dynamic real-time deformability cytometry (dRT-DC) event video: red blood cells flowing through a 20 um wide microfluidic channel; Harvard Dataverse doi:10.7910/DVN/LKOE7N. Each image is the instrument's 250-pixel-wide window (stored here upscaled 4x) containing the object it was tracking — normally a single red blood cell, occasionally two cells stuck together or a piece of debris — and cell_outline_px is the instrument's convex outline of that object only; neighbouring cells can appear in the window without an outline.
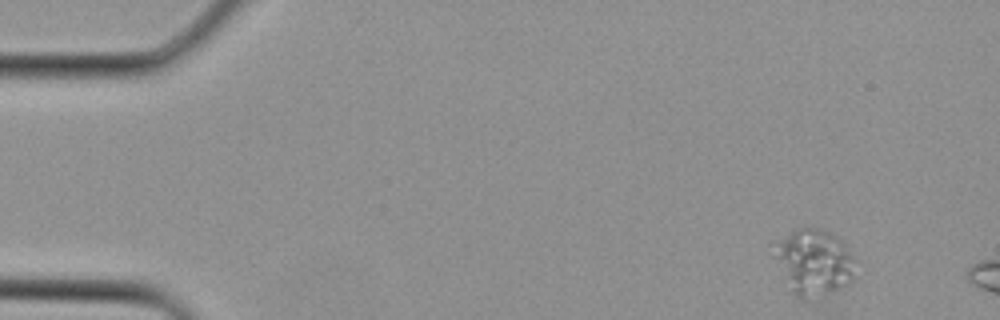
{"species": "Egyptian fruit bat (a non-hibernating species)", "species_latin": "Rousettus aegyptiacus", "temperature_condition": "cold", "stored_images_in_passage": 2, "camera_frame_rate_fps": 3000, "um_per_image_px": 0.085, "animal": {"sex": "female"}, "frame": {"image": 1, "passage_image": 2, "time_ms": 0.333, "image_size_px": [1000, 320], "cell_outline_px": [[856, 280], [820, 304], [808, 304], [796, 296], [792, 292], [776, 256], [780, 240], [796, 228], [804, 224], [816, 228], [836, 236], [844, 244], [852, 256]], "centroid_in_image_um": [69.28, 22.44], "position_along_channel_um": 15.7, "area_um2": 32.02}}